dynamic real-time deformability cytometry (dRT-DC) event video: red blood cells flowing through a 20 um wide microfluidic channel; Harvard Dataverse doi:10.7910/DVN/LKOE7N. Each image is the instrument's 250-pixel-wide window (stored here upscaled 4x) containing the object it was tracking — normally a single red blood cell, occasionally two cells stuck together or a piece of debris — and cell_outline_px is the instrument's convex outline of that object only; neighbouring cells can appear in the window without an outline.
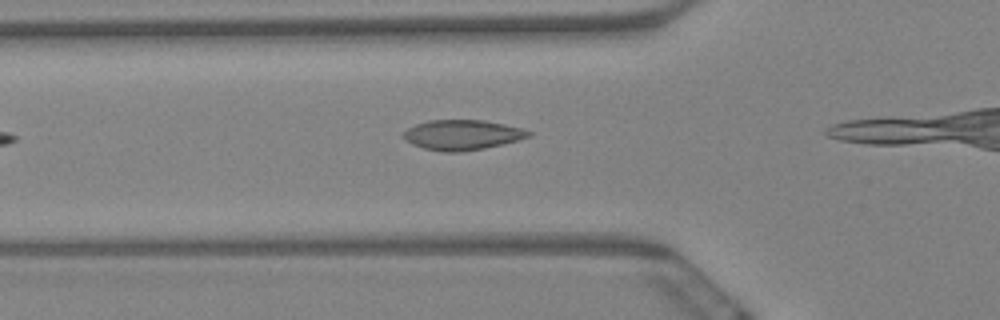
{"species": "Egyptian fruit bat (a non-hibernating species)", "species_latin": "Rousettus aegyptiacus", "temperature_condition": "warm", "stored_images_in_passage": 3, "camera_frame_rate_fps": 3000, "um_per_image_px": 0.085, "animal": {"sex": "female"}, "frame": {"image": 1, "passage_image": 2, "time_ms": 0.333, "image_size_px": [1000, 320], "cell_outline_px": [[532, 136], [484, 148], [460, 152], [444, 152], [424, 148], [412, 144], [404, 140], [404, 132], [408, 128], [416, 124], [428, 120], [484, 120], [504, 124], [520, 128], [532, 132]], "centroid_in_image_um": [39.27, 11.46], "position_along_channel_um": 86.5, "area_um2": 21.73}}